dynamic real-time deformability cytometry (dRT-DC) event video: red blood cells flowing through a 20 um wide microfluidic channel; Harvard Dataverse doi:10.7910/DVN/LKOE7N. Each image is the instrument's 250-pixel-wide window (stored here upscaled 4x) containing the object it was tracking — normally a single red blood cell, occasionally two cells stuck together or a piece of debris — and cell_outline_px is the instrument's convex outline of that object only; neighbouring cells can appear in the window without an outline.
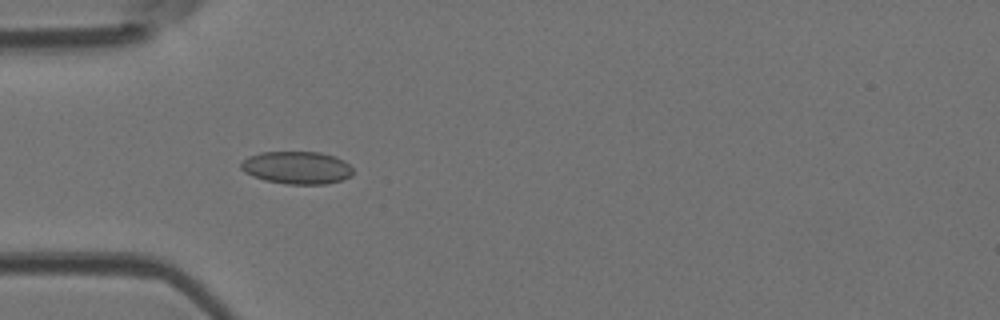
{"species": "Egyptian fruit bat (a non-hibernating species)", "species_latin": "Rousettus aegyptiacus", "temperature_condition": "room temperature", "stored_images_in_passage": 5, "camera_frame_rate_fps": 3000, "um_per_image_px": 0.085, "animal": {"sex": "female"}, "frame": {"image": 1, "passage_image": 4, "time_ms": 1.0, "image_size_px": [1000, 320], "cell_outline_px": [[352, 176], [340, 180], [324, 184], [288, 184], [264, 180], [252, 176], [244, 172], [240, 168], [240, 164], [248, 156], [260, 152], [320, 152], [336, 156], [344, 160], [352, 168]], "centroid_in_image_um": [25.22, 14.24], "position_along_channel_um": 59.8, "area_um2": 21.39}}
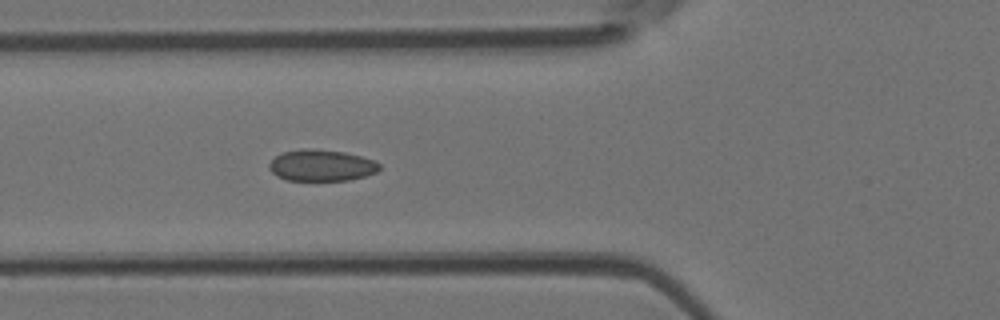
{"frame": {"image": 2, "passage_image": 5, "time_ms": 1.333, "image_size_px": [1000, 320], "cell_outline_px": [[380, 168], [376, 172], [364, 176], [348, 180], [288, 180], [276, 176], [268, 168], [268, 164], [276, 156], [284, 152], [300, 148], [312, 148], [344, 152], [376, 160], [380, 164]], "centroid_in_image_um": [27.31, 14.05], "position_along_channel_um": 98.5, "area_um2": 20.23}}